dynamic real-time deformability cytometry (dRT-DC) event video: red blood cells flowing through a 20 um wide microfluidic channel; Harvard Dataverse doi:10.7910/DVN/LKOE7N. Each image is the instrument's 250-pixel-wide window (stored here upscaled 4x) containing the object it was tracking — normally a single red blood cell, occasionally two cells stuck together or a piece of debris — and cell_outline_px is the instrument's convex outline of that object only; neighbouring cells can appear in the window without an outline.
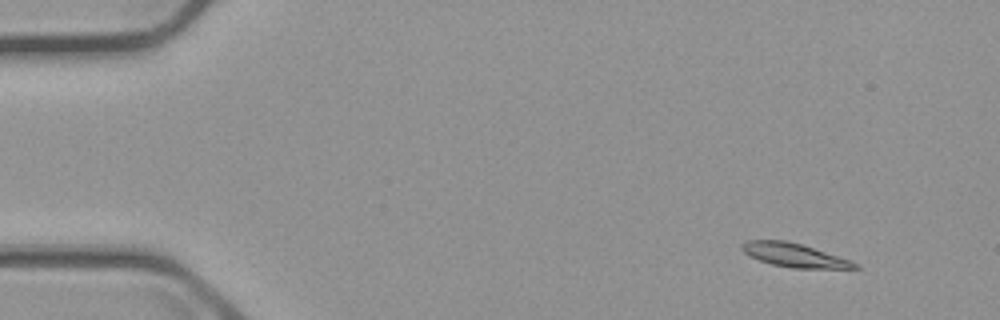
{"species": "common noctule bat (a hibernating species)", "species_latin": "Nyctalus noctula", "temperature_condition": "cold", "stored_images_in_passage": 4, "camera_frame_rate_fps": 3000, "um_per_image_px": 0.085, "animal": {"sex": "male", "body_mass_g": 23.1, "forearm_length_mm": 52.7}, "frame": {"image": 1, "passage_image": 1, "time_ms": 0.0, "image_size_px": [1000, 320], "cell_outline_px": [[860, 268], [792, 268], [772, 264], [748, 256], [740, 248], [740, 244], [744, 240], [784, 240], [800, 244], [848, 260], [856, 264]], "centroid_in_image_um": [67.38, 21.68], "position_along_channel_um": 17.6, "area_um2": 15.2}}
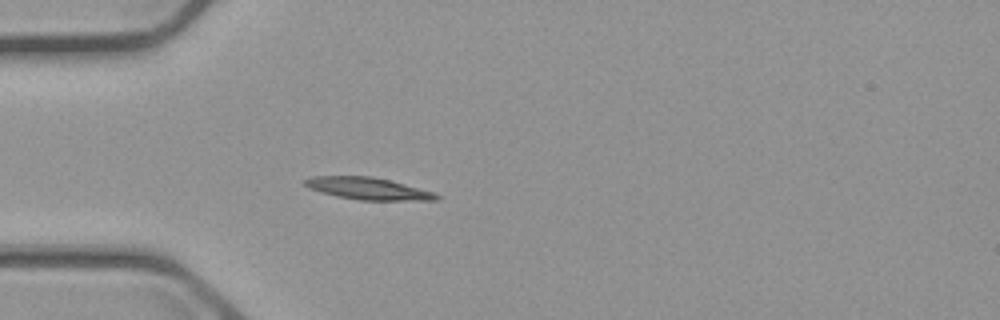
{"frame": {"image": 2, "passage_image": 4, "time_ms": 3.667, "image_size_px": [1000, 320], "cell_outline_px": [[440, 196], [436, 200], [360, 200], [336, 196], [320, 192], [308, 188], [304, 184], [304, 180], [312, 176], [372, 176], [404, 184], [432, 192]], "centroid_in_image_um": [31.21, 16.02], "position_along_channel_um": 53.8, "area_um2": 16.7}}